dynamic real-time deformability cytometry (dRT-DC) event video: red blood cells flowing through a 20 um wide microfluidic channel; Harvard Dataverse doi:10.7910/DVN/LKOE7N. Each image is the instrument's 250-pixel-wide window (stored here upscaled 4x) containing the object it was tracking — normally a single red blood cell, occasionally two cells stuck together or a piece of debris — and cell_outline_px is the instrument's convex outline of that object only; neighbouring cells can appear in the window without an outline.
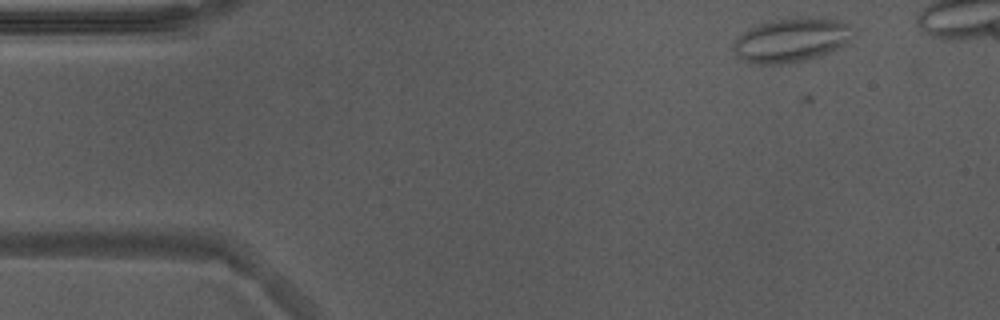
{"species": "Egyptian fruit bat (a non-hibernating species)", "species_latin": "Rousettus aegyptiacus", "temperature_condition": "warm", "stored_images_in_passage": 11, "camera_frame_rate_fps": 3000, "um_per_image_px": 0.085, "animal": {"sex": "male"}, "frame": {"image": 1, "passage_image": 5, "time_ms": 1.333, "image_size_px": [1000, 320], "cell_outline_px": [[856, 32], [844, 44], [820, 56], [804, 60], [780, 64], [752, 64], [744, 60], [732, 48], [732, 44], [736, 36], [760, 24], [772, 20], [812, 16], [848, 20], [852, 24]], "centroid_in_image_um": [67.33, 3.37], "position_along_channel_um": 17.7, "area_um2": 31.04}}